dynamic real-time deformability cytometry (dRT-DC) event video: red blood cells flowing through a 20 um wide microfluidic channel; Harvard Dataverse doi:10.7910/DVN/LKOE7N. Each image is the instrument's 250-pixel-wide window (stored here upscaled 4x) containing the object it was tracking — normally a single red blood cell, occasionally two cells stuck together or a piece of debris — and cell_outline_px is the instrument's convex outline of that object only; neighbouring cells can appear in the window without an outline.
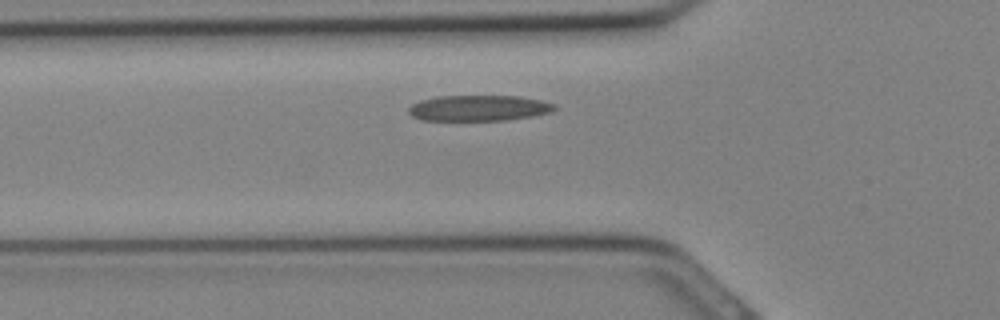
{"species": "Egyptian fruit bat (a non-hibernating species)", "species_latin": "Rousettus aegyptiacus", "temperature_condition": "cold", "stored_images_in_passage": 26, "camera_frame_rate_fps": 3000, "um_per_image_px": 0.085, "animal": {"sex": "female"}, "frame": {"image": 1, "passage_image": 6, "time_ms": 1.667, "image_size_px": [1000, 320], "cell_outline_px": [[556, 108], [552, 112], [532, 116], [508, 120], [420, 120], [412, 116], [408, 112], [408, 108], [412, 104], [420, 100], [436, 96], [520, 96], [540, 100], [556, 104]], "centroid_in_image_um": [40.69, 9.18], "position_along_channel_um": 85.1, "area_um2": 22.02}}
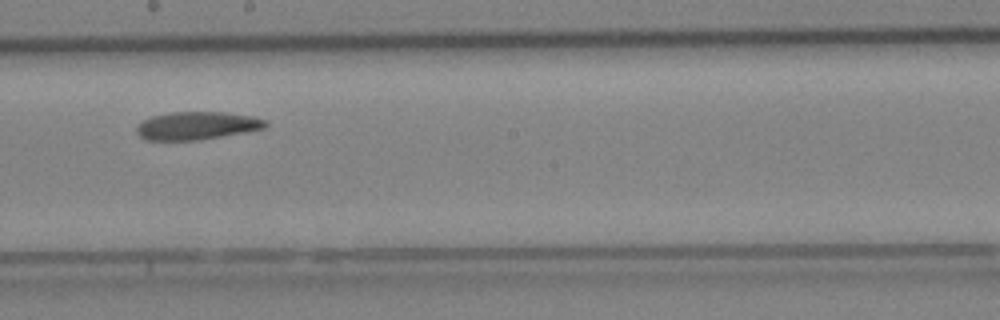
{"frame": {"image": 2, "passage_image": 13, "time_ms": 4.0, "image_size_px": [1000, 320], "cell_outline_px": [[268, 124], [264, 128], [244, 132], [200, 140], [144, 140], [136, 132], [136, 128], [144, 120], [152, 116], [168, 112], [224, 112], [252, 116], [268, 120]], "centroid_in_image_um": [16.74, 10.68], "position_along_channel_um": 231.5, "area_um2": 20.98}}
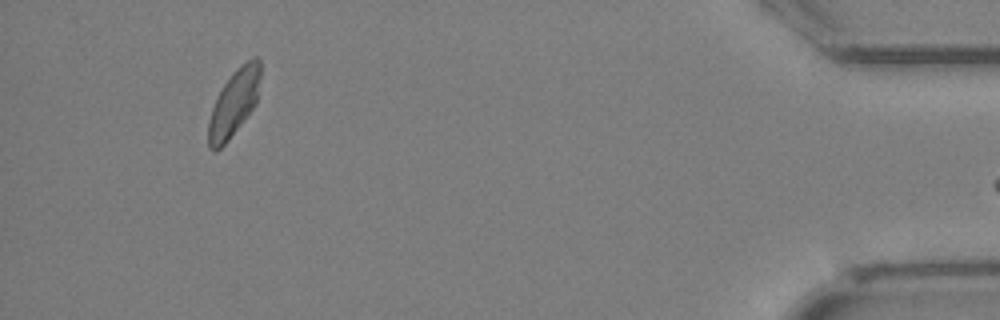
{"frame": {"image": 3, "passage_image": 25, "time_ms": 8.0, "image_size_px": [1000, 320], "cell_outline_px": [[260, 76], [256, 104], [244, 120], [228, 140], [216, 152], [212, 152], [208, 148], [208, 120], [212, 108], [224, 84], [232, 72], [236, 68], [252, 56], [256, 56], [260, 60]], "centroid_in_image_um": [19.88, 8.75], "position_along_channel_um": 415.3, "area_um2": 20.11}}